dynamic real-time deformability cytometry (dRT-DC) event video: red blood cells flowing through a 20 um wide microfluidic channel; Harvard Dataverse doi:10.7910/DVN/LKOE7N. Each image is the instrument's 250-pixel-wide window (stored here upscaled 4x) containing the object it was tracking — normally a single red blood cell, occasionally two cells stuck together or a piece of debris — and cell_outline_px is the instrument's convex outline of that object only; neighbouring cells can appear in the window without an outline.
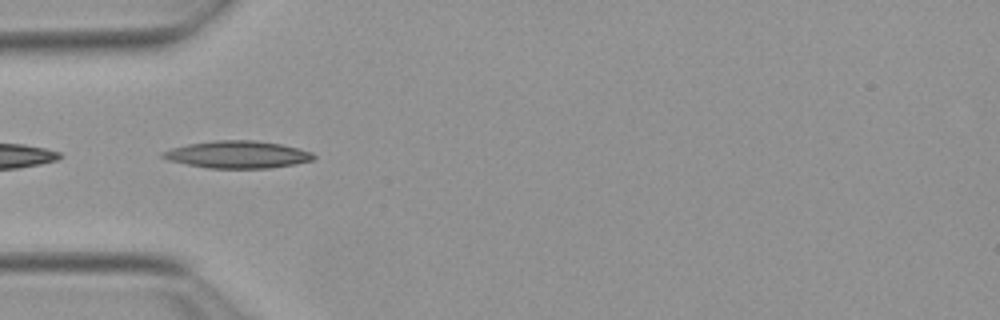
{"species": "Egyptian fruit bat (a non-hibernating species)", "species_latin": "Rousettus aegyptiacus", "temperature_condition": "warm", "stored_images_in_passage": 17, "camera_frame_rate_fps": 3000, "um_per_image_px": 0.085, "animal": {"sex": "female"}, "frame": {"image": 1, "passage_image": 15, "time_ms": 4.667, "image_size_px": [1000, 320], "cell_outline_px": [[316, 156], [312, 160], [296, 164], [268, 168], [208, 168], [168, 160], [160, 156], [160, 152], [172, 148], [188, 144], [212, 140], [256, 140], [280, 144], [300, 148], [312, 152]], "centroid_in_image_um": [20.2, 13.13], "position_along_channel_um": 64.8, "area_um2": 24.04}}